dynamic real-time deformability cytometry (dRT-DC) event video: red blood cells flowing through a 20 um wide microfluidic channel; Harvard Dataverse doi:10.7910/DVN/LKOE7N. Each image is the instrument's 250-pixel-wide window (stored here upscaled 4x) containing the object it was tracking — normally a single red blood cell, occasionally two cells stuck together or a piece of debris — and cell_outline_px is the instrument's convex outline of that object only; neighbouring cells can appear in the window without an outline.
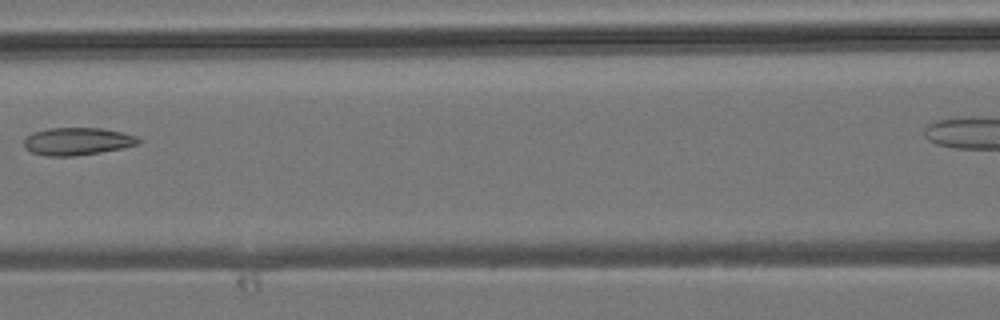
{"species": "common noctule bat (a hibernating species)", "species_latin": "Nyctalus noctula", "temperature_condition": "room temperature", "stored_images_in_passage": 7, "camera_frame_rate_fps": 3000, "um_per_image_px": 0.085, "animal": {"sex": "male", "body_mass_g": 19.2, "forearm_length_mm": 51.8}, "frame": {"image": 1, "passage_image": 6, "time_ms": 6.0, "image_size_px": [1000, 320], "cell_outline_px": [[144, 140], [140, 144], [124, 148], [76, 156], [44, 156], [32, 152], [24, 148], [24, 140], [32, 132], [48, 128], [104, 128], [124, 132], [136, 136]], "centroid_in_image_um": [6.62, 12.01], "position_along_channel_um": 160.0, "area_um2": 18.73}}
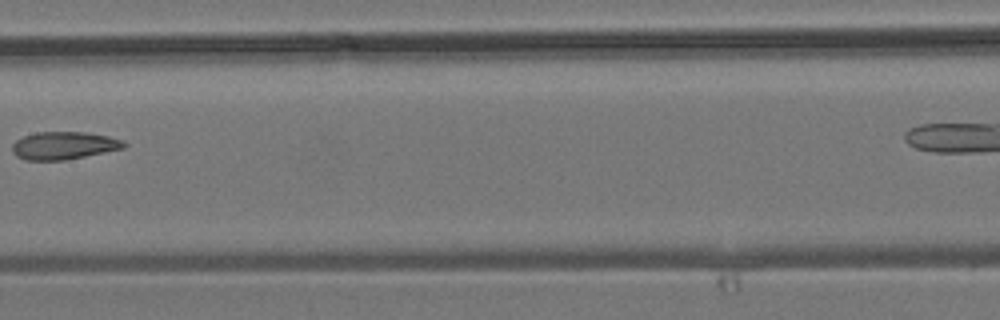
{"frame": {"image": 2, "passage_image": 7, "time_ms": 7.0, "image_size_px": [1000, 320], "cell_outline_px": [[128, 144], [124, 148], [64, 160], [24, 160], [16, 156], [12, 152], [12, 144], [16, 140], [24, 136], [36, 132], [84, 132], [108, 136], [124, 140]], "centroid_in_image_um": [5.41, 12.37], "position_along_channel_um": 202.0, "area_um2": 18.03}}